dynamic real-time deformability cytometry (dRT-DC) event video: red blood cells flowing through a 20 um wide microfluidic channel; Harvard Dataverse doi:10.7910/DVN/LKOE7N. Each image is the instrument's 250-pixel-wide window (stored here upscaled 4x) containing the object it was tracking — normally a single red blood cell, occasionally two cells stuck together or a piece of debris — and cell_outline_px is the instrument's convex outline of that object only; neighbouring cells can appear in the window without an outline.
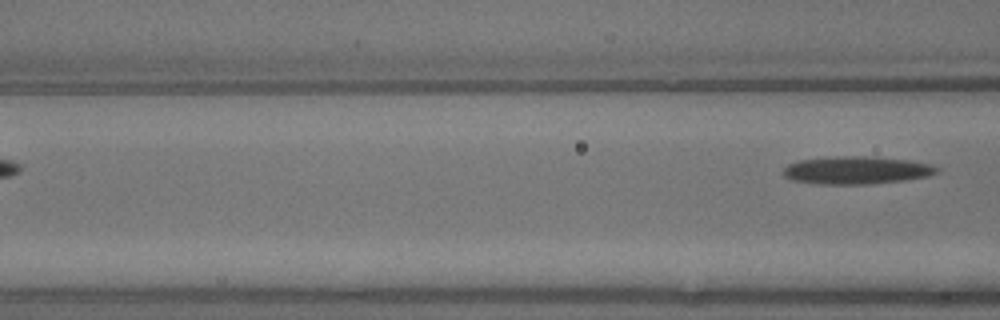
{"species": "common noctule bat (a hibernating species)", "species_latin": "Nyctalus noctula", "temperature_condition": "warm", "stored_images_in_passage": 5, "segment_of_instrument_passage": [2, 2], "camera_frame_rate_fps": 3000, "um_per_image_px": 0.085, "animal": {"sex": "male", "body_mass_g": 13.3}, "frame": {"image": 1, "passage_image": 5, "time_ms": 1.333, "image_size_px": [1000, 320], "cell_outline_px": [[940, 172], [928, 176], [904, 180], [872, 184], [812, 184], [792, 180], [784, 176], [780, 172], [788, 164], [800, 160], [844, 156], [872, 156], [908, 160], [932, 164], [940, 168]], "centroid_in_image_um": [72.81, 14.47], "position_along_channel_um": 93.8, "area_um2": 25.09}}